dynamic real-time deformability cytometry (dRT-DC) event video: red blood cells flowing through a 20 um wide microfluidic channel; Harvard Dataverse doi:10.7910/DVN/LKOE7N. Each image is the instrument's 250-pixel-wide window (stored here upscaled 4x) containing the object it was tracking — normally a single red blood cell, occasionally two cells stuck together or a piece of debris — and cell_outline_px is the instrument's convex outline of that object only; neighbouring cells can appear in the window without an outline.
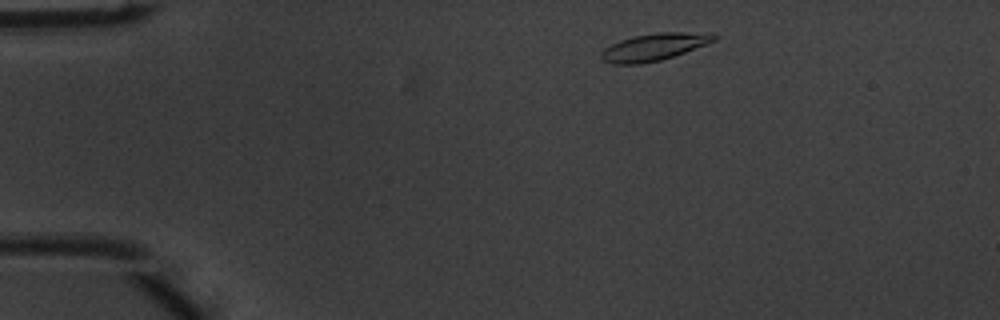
{"species": "common noctule bat (a hibernating species)", "species_latin": "Nyctalus noctula", "temperature_condition": "warm", "stored_images_in_passage": 45, "camera_frame_rate_fps": 3000, "um_per_image_px": 0.085, "animal": {"sex": "male", "body_mass_g": 20.1, "forearm_length_mm": 53.5}, "frame": {"image": 1, "passage_image": 3, "time_ms": 0.667, "image_size_px": [1000, 320], "cell_outline_px": [[716, 40], [684, 52], [660, 60], [640, 64], [612, 64], [604, 60], [600, 56], [600, 52], [604, 48], [620, 40], [632, 36], [656, 32], [712, 32], [716, 36]], "centroid_in_image_um": [55.58, 3.97], "position_along_channel_um": 29.4, "area_um2": 17.86}}
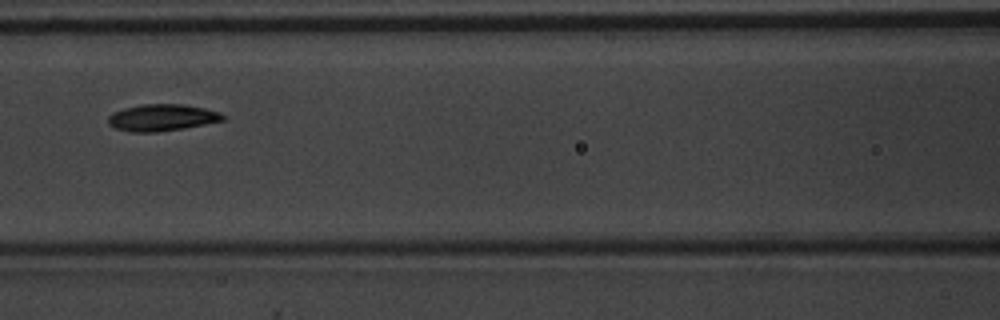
{"frame": {"image": 2, "passage_image": 17, "time_ms": 5.333, "image_size_px": [1000, 320], "cell_outline_px": [[224, 120], [184, 128], [156, 132], [128, 132], [116, 128], [108, 124], [108, 116], [124, 108], [140, 104], [180, 104], [204, 108], [220, 112], [224, 116]], "centroid_in_image_um": [13.75, 10.0], "position_along_channel_um": 152.9, "area_um2": 17.74}}
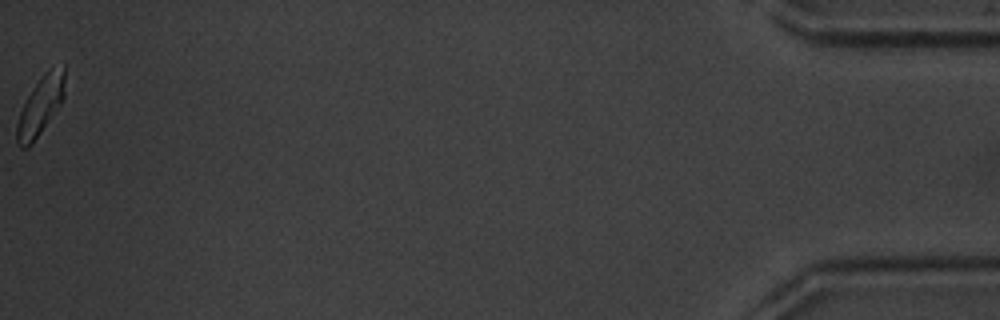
{"frame": {"image": 3, "passage_image": 45, "time_ms": 14.667, "image_size_px": [1000, 320], "cell_outline_px": [[64, 96], [60, 104], [32, 144], [28, 148], [20, 148], [16, 144], [16, 124], [20, 112], [32, 88], [44, 72], [48, 68], [64, 64]], "centroid_in_image_um": [3.42, 8.99], "position_along_channel_um": 431.8, "area_um2": 16.3}, "authors_computed_cell_mechanics": {"area_um2": 17.2822, "velocity_mm_per_s": 3.9914, "shape_relaxation_time_tau1_ms": 1.9488, "shape_relaxation_time_tau2_ms": 7.768, "deformation_change_tau1": 0.1169, "deformation_change_tau2": 0.1121}}